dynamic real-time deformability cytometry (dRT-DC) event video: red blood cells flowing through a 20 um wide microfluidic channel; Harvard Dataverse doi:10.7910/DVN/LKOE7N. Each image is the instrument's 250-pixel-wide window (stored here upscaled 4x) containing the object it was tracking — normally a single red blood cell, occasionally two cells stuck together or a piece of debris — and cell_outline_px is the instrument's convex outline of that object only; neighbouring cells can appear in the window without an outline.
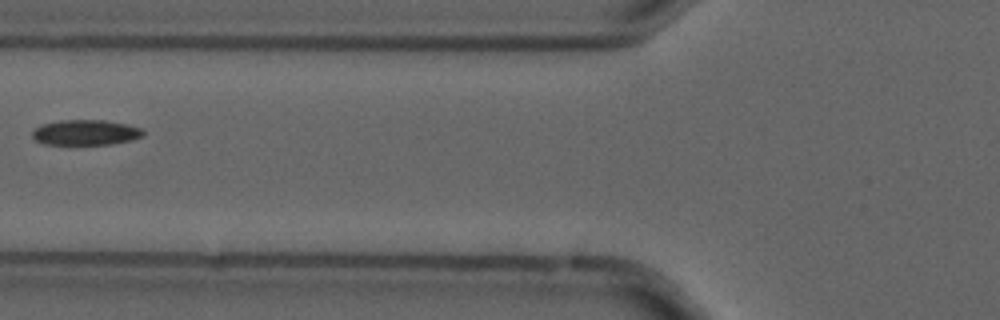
{"species": "common noctule bat (a hibernating species)", "species_latin": "Nyctalus noctula", "temperature_condition": "cold", "stored_images_in_passage": 5, "camera_frame_rate_fps": 3000, "um_per_image_px": 0.085, "animal": {"sex": "male", "forearm_length_mm": 52.5}, "frame": {"image": 1, "passage_image": 4, "time_ms": 1.0, "image_size_px": [1000, 320], "cell_outline_px": [[144, 136], [132, 140], [112, 144], [44, 144], [36, 140], [32, 136], [32, 132], [40, 124], [60, 120], [104, 120], [128, 124], [140, 128], [144, 132]], "centroid_in_image_um": [7.29, 11.25], "position_along_channel_um": 118.5, "area_um2": 16.42}}
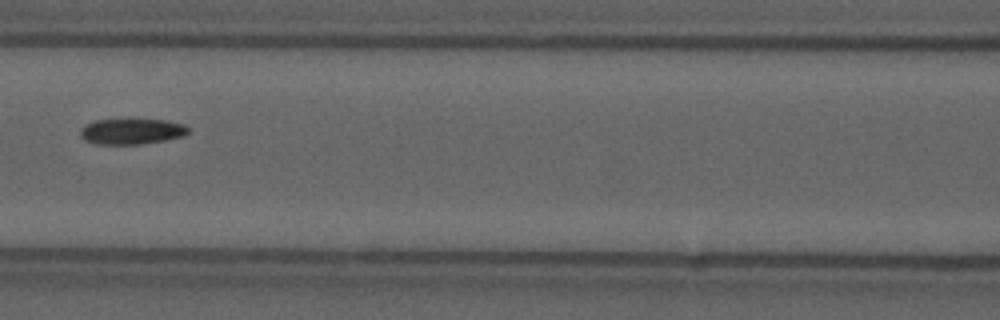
{"frame": {"image": 2, "passage_image": 5, "time_ms": 1.333, "image_size_px": [1000, 320], "cell_outline_px": [[188, 132], [184, 136], [164, 140], [140, 144], [96, 144], [84, 140], [80, 136], [80, 128], [84, 124], [96, 120], [128, 116], [132, 116], [164, 120], [184, 124], [188, 128]], "centroid_in_image_um": [11.14, 11.11], "position_along_channel_um": 155.5, "area_um2": 17.11}}